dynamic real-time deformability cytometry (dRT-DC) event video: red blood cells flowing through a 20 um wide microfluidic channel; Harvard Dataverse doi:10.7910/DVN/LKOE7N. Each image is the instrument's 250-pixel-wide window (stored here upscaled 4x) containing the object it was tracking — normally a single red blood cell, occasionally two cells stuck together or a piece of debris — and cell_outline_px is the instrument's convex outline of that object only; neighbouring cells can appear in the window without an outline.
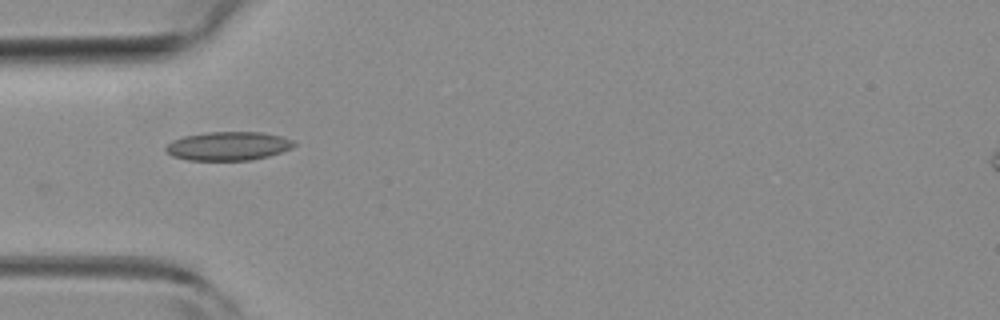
{"species": "common noctule bat (a hibernating species)", "species_latin": "Nyctalus noctula", "temperature_condition": "room temperature", "stored_images_in_passage": 6, "camera_frame_rate_fps": 3000, "um_per_image_px": 0.085, "animal": {"sex": "female", "body_mass_g": 19.3, "forearm_length_mm": 54.1}, "frame": {"image": 1, "passage_image": 4, "time_ms": 1.0, "image_size_px": [1000, 320], "cell_outline_px": [[296, 144], [292, 148], [268, 156], [252, 160], [188, 160], [172, 156], [164, 148], [172, 140], [184, 136], [208, 132], [260, 132], [280, 136], [292, 140]], "centroid_in_image_um": [19.39, 12.41], "position_along_channel_um": 65.6, "area_um2": 21.33}}
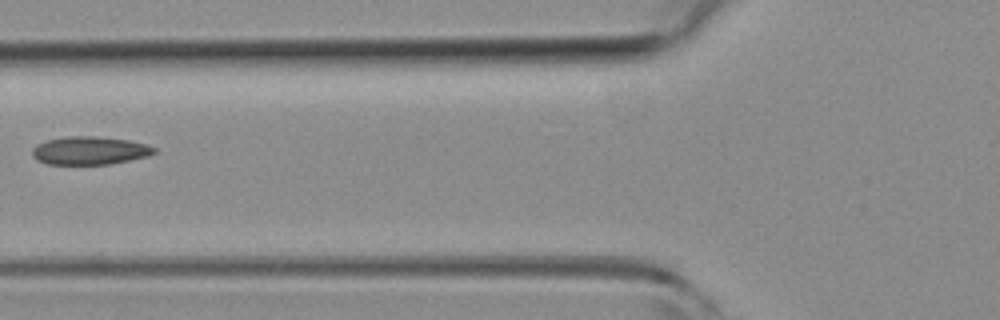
{"frame": {"image": 2, "passage_image": 5, "time_ms": 1.333, "image_size_px": [1000, 320], "cell_outline_px": [[156, 152], [148, 156], [108, 164], [48, 164], [36, 160], [32, 156], [32, 148], [36, 144], [48, 140], [68, 136], [96, 136], [128, 140], [148, 144], [156, 148]], "centroid_in_image_um": [7.61, 12.79], "position_along_channel_um": 118.2, "area_um2": 20.0}}
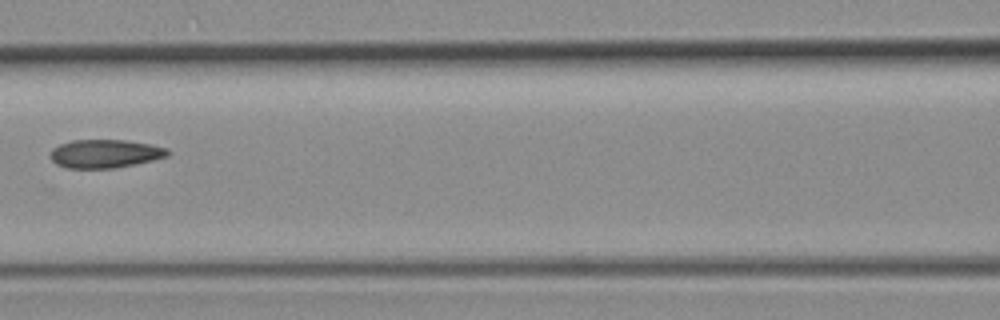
{"frame": {"image": 3, "passage_image": 6, "time_ms": 1.667, "image_size_px": [1000, 320], "cell_outline_px": [[172, 152], [168, 156], [136, 164], [116, 168], [64, 168], [56, 164], [48, 156], [52, 148], [60, 144], [72, 140], [124, 140], [152, 144], [168, 148]], "centroid_in_image_um": [8.93, 13.06], "position_along_channel_um": 157.7, "area_um2": 19.71}}